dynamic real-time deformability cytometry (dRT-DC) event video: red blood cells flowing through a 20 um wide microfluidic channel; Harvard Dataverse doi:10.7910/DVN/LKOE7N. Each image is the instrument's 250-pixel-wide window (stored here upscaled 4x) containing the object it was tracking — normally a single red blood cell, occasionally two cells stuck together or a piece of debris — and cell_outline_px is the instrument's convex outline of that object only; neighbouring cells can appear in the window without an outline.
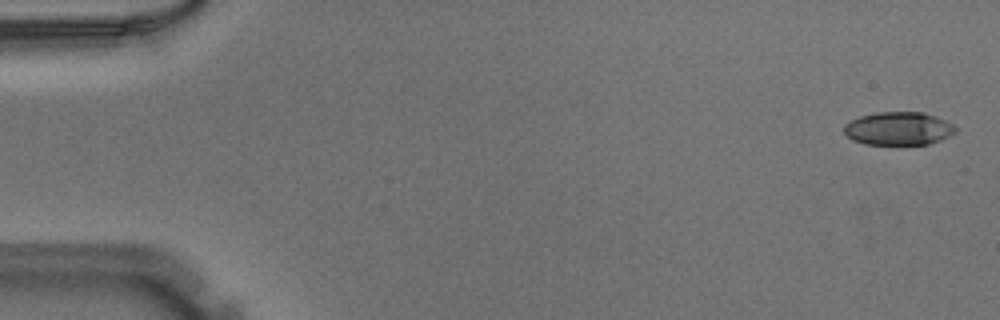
{"species": "Egyptian fruit bat (a non-hibernating species)", "species_latin": "Rousettus aegyptiacus", "temperature_condition": "warm", "stored_images_in_passage": 16, "camera_frame_rate_fps": 3000, "um_per_image_px": 0.085, "animal": {"sex": "male"}, "frame": {"image": 1, "passage_image": 2, "time_ms": 0.333, "image_size_px": [1000, 320], "cell_outline_px": [[956, 132], [940, 140], [928, 144], [864, 144], [852, 140], [844, 132], [844, 124], [860, 116], [876, 112], [920, 112], [936, 116], [952, 124], [956, 128]], "centroid_in_image_um": [76.35, 10.92], "position_along_channel_um": 8.6, "area_um2": 21.44}}
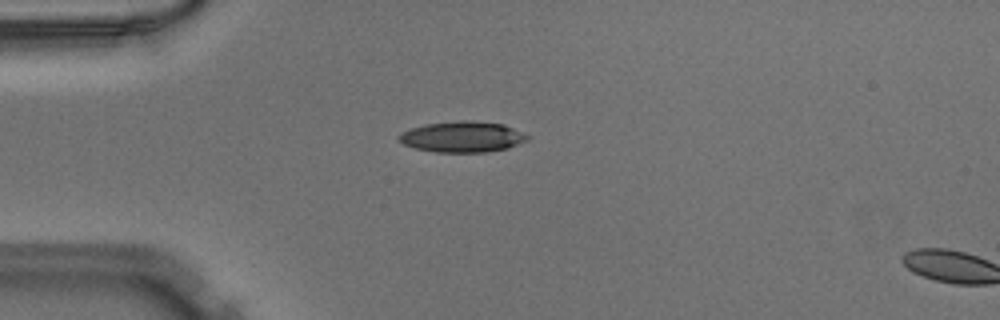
{"frame": {"image": 2, "passage_image": 14, "time_ms": 4.333, "image_size_px": [1000, 320], "cell_outline_px": [[528, 140], [508, 148], [488, 152], [436, 152], [416, 148], [404, 144], [396, 136], [412, 128], [424, 124], [460, 120], [472, 120], [504, 124], [528, 136]], "centroid_in_image_um": [39.31, 11.62], "position_along_channel_um": 45.7, "area_um2": 22.95}}